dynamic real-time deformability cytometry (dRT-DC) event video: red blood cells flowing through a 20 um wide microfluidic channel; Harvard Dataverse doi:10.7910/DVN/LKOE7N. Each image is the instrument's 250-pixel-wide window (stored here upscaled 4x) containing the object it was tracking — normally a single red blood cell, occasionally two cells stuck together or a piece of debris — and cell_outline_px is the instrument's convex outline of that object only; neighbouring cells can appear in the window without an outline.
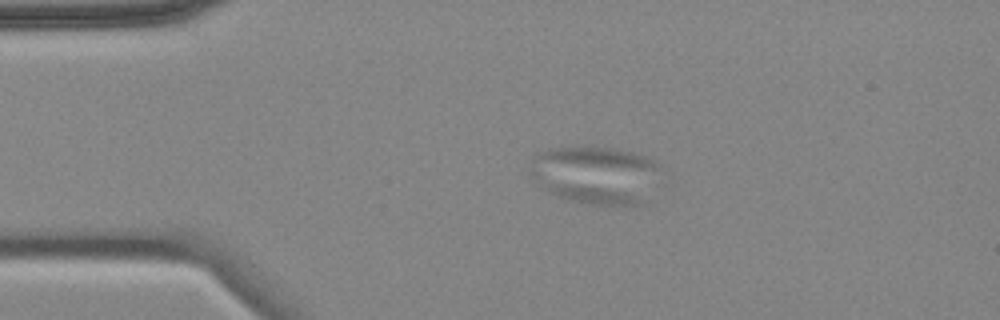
{"species": "common noctule bat (a hibernating species)", "species_latin": "Nyctalus noctula", "temperature_condition": "cold", "stored_images_in_passage": 2, "camera_frame_rate_fps": 3000, "um_per_image_px": 0.085, "animal": {"sex": "female", "body_mass_g": 18.4}, "frame": {"image": 1, "passage_image": 1, "time_ms": 0.0, "image_size_px": [1000, 320], "cell_outline_px": [[660, 164], [640, 204], [604, 208], [572, 200], [560, 196], [552, 192], [532, 176], [528, 172], [532, 156], [548, 148], [608, 148], [628, 152], [644, 156], [656, 160]], "centroid_in_image_um": [50.56, 14.88], "position_along_channel_um": 34.4, "area_um2": 43.0}}